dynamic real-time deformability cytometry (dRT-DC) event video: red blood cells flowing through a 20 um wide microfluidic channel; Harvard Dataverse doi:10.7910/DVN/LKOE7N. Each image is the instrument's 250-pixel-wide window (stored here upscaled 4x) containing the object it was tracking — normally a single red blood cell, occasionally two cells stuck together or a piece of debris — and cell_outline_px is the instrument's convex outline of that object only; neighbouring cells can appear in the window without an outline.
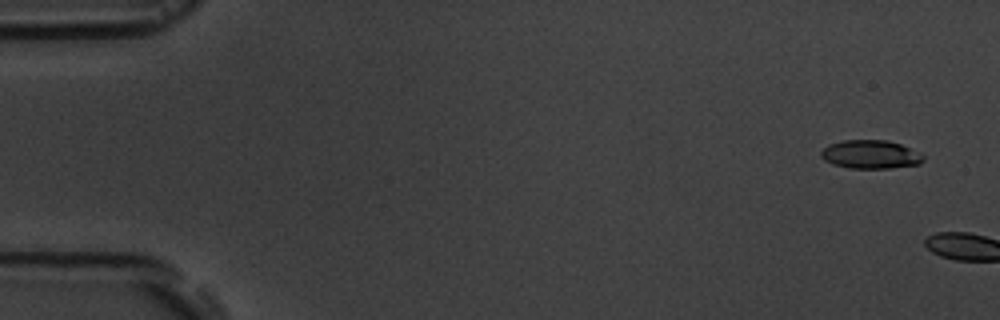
{"species": "common noctule bat (a hibernating species)", "species_latin": "Nyctalus noctula", "temperature_condition": "room temperature", "stored_images_in_passage": 2, "camera_frame_rate_fps": 3000, "um_per_image_px": 0.085, "animal": {"sex": "male", "body_mass_g": 19.5, "forearm_length_mm": 54.6}, "frame": {"image": 1, "passage_image": 1, "time_ms": 0.0, "image_size_px": [1000, 320], "cell_outline_px": [[924, 160], [920, 164], [888, 168], [848, 168], [832, 164], [824, 160], [820, 156], [820, 152], [828, 144], [844, 140], [888, 140], [900, 144], [924, 156]], "centroid_in_image_um": [73.95, 13.13], "position_along_channel_um": 11.1, "area_um2": 16.94}}